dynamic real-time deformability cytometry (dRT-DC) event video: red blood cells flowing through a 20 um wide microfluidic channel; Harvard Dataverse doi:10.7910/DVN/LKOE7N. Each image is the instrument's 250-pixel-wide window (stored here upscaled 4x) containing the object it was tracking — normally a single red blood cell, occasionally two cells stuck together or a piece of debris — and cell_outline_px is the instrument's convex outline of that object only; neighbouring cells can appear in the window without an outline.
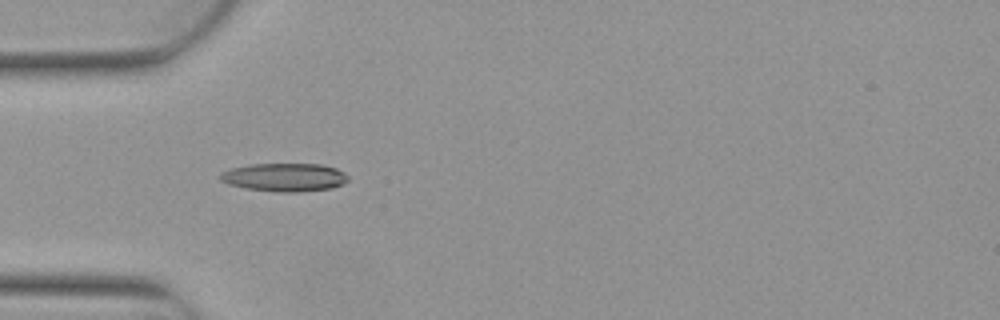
{"species": "Egyptian fruit bat (a non-hibernating species)", "species_latin": "Rousettus aegyptiacus", "temperature_condition": "warm", "stored_images_in_passage": 4, "camera_frame_rate_fps": 3000, "um_per_image_px": 0.085, "animal": {"sex": "female"}, "frame": {"image": 1, "passage_image": 3, "time_ms": 0.667, "image_size_px": [1000, 320], "cell_outline_px": [[348, 180], [344, 184], [332, 188], [300, 192], [276, 192], [244, 188], [228, 184], [220, 180], [216, 176], [220, 172], [232, 168], [248, 164], [320, 164], [336, 168], [344, 172], [348, 176]], "centroid_in_image_um": [24.16, 15.07], "position_along_channel_um": 60.8, "area_um2": 21.39}}
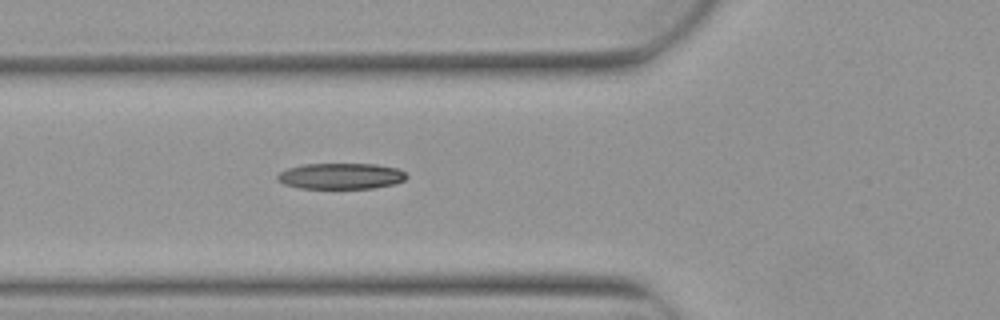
{"frame": {"image": 2, "passage_image": 4, "time_ms": 1.0, "image_size_px": [1000, 320], "cell_outline_px": [[408, 176], [404, 180], [392, 184], [372, 188], [300, 188], [284, 184], [276, 180], [276, 176], [280, 172], [288, 168], [304, 164], [376, 164], [396, 168], [404, 172]], "centroid_in_image_um": [28.94, 14.96], "position_along_channel_um": 96.9, "area_um2": 19.42}}